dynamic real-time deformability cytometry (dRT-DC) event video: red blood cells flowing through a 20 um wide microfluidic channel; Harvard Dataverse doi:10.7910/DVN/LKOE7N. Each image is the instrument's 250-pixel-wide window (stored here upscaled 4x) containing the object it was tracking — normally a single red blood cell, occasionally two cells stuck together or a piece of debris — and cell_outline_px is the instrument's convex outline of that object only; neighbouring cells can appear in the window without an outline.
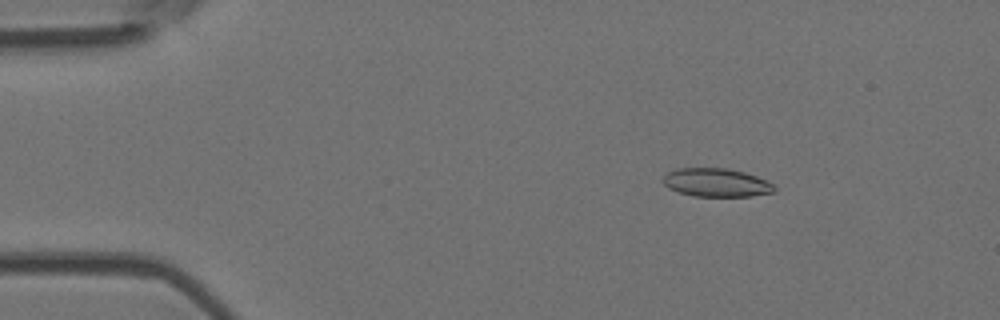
{"species": "Egyptian fruit bat (a non-hibernating species)", "species_latin": "Rousettus aegyptiacus", "temperature_condition": "room temperature", "stored_images_in_passage": 51, "camera_frame_rate_fps": 3000, "um_per_image_px": 0.085, "animal": {"sex": "female"}, "frame": {"image": 1, "passage_image": 8, "time_ms": 2.333, "image_size_px": [1000, 320], "cell_outline_px": [[776, 192], [752, 196], [692, 196], [676, 192], [668, 188], [664, 184], [664, 176], [668, 172], [676, 168], [728, 168], [744, 172], [756, 176], [772, 184], [776, 188]], "centroid_in_image_um": [60.87, 15.52], "position_along_channel_um": 24.1, "area_um2": 18.5}}
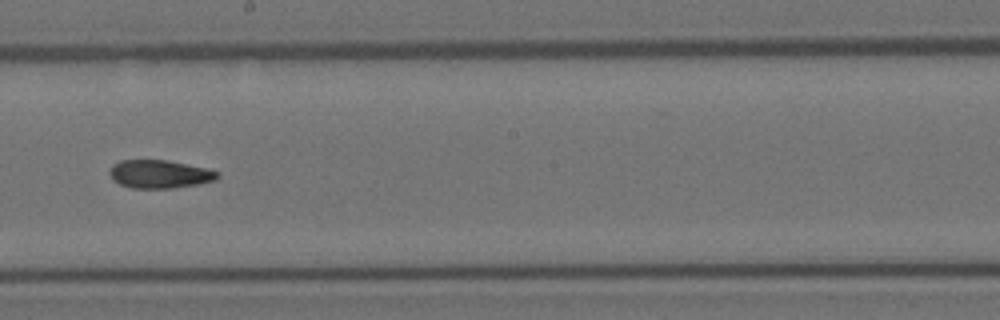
{"frame": {"image": 2, "passage_image": 29, "time_ms": 9.333, "image_size_px": [1000, 320], "cell_outline_px": [[220, 176], [216, 180], [196, 184], [172, 188], [132, 188], [120, 184], [112, 180], [108, 172], [112, 164], [120, 160], [168, 160], [208, 168], [220, 172]], "centroid_in_image_um": [13.56, 14.79], "position_along_channel_um": 234.6, "area_um2": 17.92}}
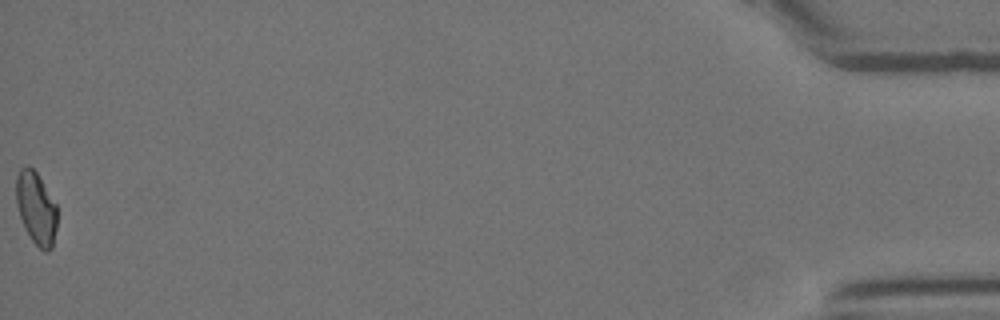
{"frame": {"image": 3, "passage_image": 51, "time_ms": 16.667, "image_size_px": [1000, 320], "cell_outline_px": [[56, 228], [52, 248], [48, 252], [44, 252], [32, 240], [24, 228], [16, 204], [16, 176], [20, 168], [28, 164], [36, 172], [56, 204]], "centroid_in_image_um": [3.05, 17.69], "position_along_channel_um": 432.1, "area_um2": 17.28}, "authors_computed_cell_mechanics": {"area_um2": 18.2648, "velocity_mm_per_s": 4.0471, "shape_relaxation_time_tau1_ms": null, "shape_relaxation_time_tau2_ms": 3.5107, "deformation_change_tau1": null, "deformation_change_tau2": 0.0938}}